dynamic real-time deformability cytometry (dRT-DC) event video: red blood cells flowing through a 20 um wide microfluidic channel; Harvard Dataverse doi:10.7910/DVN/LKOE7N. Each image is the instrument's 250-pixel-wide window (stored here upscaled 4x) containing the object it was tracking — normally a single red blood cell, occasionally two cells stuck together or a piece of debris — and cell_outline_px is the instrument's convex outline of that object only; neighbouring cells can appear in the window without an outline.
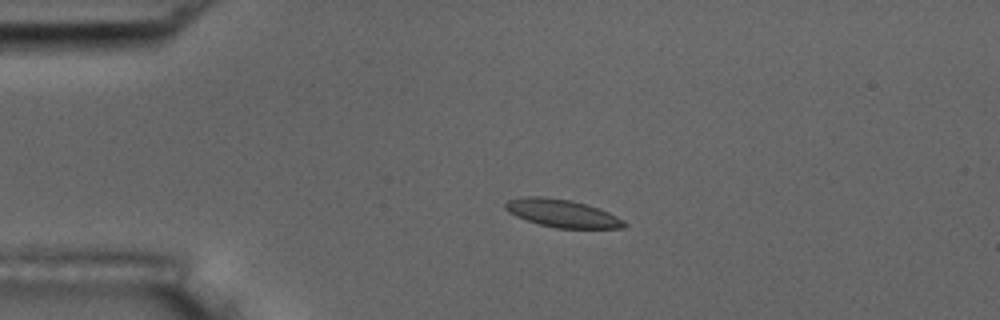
{"species": "common noctule bat (a hibernating species)", "species_latin": "Nyctalus noctula", "temperature_condition": "room temperature", "stored_images_in_passage": 4, "camera_frame_rate_fps": 3000, "um_per_image_px": 0.085, "animal": {"sex": "male", "body_mass_g": 17.5, "forearm_length_mm": 52.3}, "frame": {"image": 1, "passage_image": 3, "time_ms": 2.333, "image_size_px": [1000, 320], "cell_outline_px": [[628, 224], [624, 228], [556, 228], [540, 224], [516, 216], [508, 212], [504, 208], [504, 204], [508, 200], [524, 196], [544, 196], [572, 200], [608, 212], [624, 220]], "centroid_in_image_um": [47.76, 18.12], "position_along_channel_um": 37.2, "area_um2": 19.19}}